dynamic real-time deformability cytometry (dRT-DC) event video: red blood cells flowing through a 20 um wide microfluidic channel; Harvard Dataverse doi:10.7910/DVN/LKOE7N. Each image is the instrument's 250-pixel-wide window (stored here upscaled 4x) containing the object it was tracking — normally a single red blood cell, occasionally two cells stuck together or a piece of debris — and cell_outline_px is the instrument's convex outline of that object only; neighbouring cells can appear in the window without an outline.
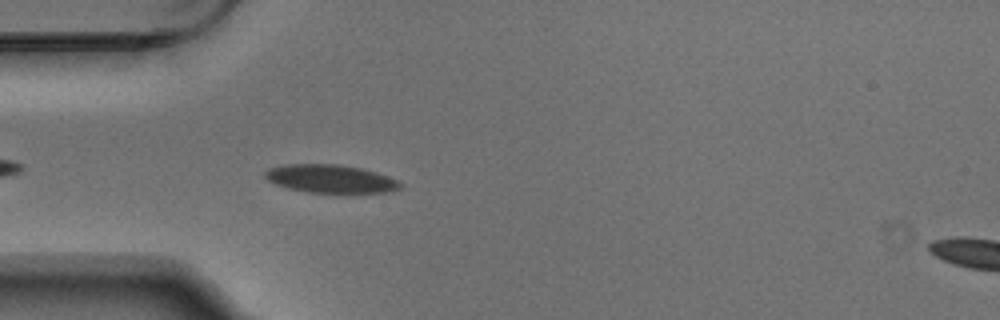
{"species": "Egyptian fruit bat (a non-hibernating species)", "species_latin": "Rousettus aegyptiacus", "temperature_condition": "warm", "stored_images_in_passage": 1, "camera_frame_rate_fps": 3000, "um_per_image_px": 0.085, "animal": {"sex": "male"}, "frame": {"image": 1, "passage_image": 1, "time_ms": 0.0, "image_size_px": [1000, 320], "cell_outline_px": [[404, 184], [400, 188], [384, 192], [308, 192], [288, 188], [276, 184], [268, 180], [264, 176], [264, 172], [268, 168], [284, 164], [340, 164], [364, 168], [388, 176]], "centroid_in_image_um": [28.07, 15.17], "position_along_channel_um": 56.9, "area_um2": 22.14}}